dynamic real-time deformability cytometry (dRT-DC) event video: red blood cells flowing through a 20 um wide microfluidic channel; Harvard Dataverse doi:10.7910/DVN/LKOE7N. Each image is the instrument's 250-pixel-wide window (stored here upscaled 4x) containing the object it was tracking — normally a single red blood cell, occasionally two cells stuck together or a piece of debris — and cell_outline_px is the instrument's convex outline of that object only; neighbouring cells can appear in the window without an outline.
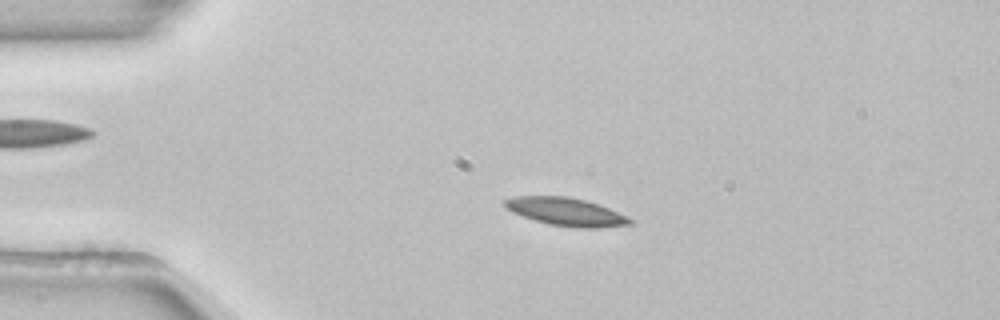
{"species": "common noctule bat (a hibernating species)", "species_latin": "Nyctalus noctula", "temperature_condition": "room temperature", "stored_images_in_passage": 43, "camera_frame_rate_fps": 3000, "um_per_image_px": 0.085, "animal": {"sex": "female", "body_mass_g": 22.7, "forearm_length_mm": 54.2}, "frame": {"image": 1, "passage_image": 2, "time_ms": 0.333, "image_size_px": [1000, 320], "cell_outline_px": [[636, 220], [632, 224], [596, 228], [576, 228], [548, 224], [512, 212], [504, 204], [504, 200], [516, 196], [568, 196], [584, 200], [608, 208], [628, 216]], "centroid_in_image_um": [48.16, 18.01], "position_along_channel_um": 36.8, "area_um2": 20.29}}
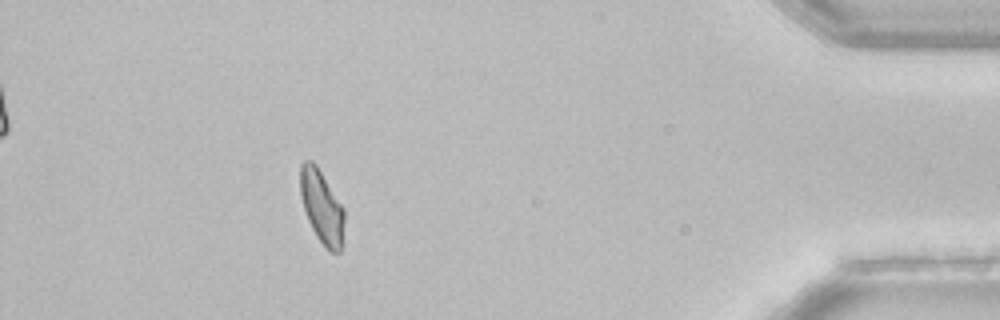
{"frame": {"image": 2, "passage_image": 38, "time_ms": 12.333, "image_size_px": [1000, 320], "cell_outline_px": [[344, 220], [340, 252], [328, 252], [316, 236], [308, 220], [300, 196], [300, 164], [304, 160], [312, 160], [316, 164], [344, 208]], "centroid_in_image_um": [27.33, 17.56], "position_along_channel_um": 407.9, "area_um2": 18.79}}